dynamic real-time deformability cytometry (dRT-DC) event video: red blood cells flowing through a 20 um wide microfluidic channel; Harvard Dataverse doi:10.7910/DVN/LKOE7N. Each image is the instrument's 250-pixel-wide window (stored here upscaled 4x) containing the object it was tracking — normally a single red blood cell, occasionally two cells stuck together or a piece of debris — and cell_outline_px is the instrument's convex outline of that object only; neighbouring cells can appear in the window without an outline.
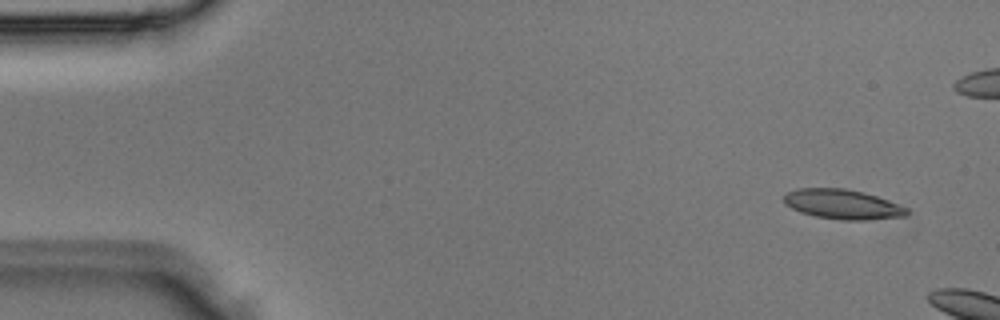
{"species": "Egyptian fruit bat (a non-hibernating species)", "species_latin": "Rousettus aegyptiacus", "temperature_condition": "room temperature", "stored_images_in_passage": 5, "camera_frame_rate_fps": 3000, "um_per_image_px": 0.085, "animal": {"sex": "male"}, "frame": {"image": 1, "passage_image": 1, "time_ms": 0.0, "image_size_px": [1000, 320], "cell_outline_px": [[908, 216], [864, 220], [840, 220], [816, 216], [800, 212], [784, 204], [784, 196], [788, 192], [796, 188], [844, 188], [864, 192], [888, 200], [908, 208]], "centroid_in_image_um": [71.62, 17.36], "position_along_channel_um": 13.4, "area_um2": 21.33}}